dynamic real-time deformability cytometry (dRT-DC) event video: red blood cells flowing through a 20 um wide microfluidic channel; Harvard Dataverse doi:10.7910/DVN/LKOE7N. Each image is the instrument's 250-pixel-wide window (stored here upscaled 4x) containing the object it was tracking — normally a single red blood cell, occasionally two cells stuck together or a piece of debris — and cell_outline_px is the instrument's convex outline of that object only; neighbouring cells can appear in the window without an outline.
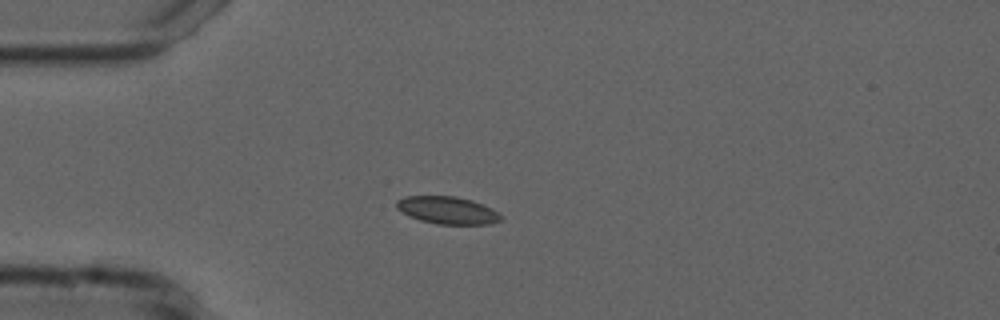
{"species": "common noctule bat (a hibernating species)", "species_latin": "Nyctalus noctula", "temperature_condition": "cold", "stored_images_in_passage": 41, "camera_frame_rate_fps": 3000, "um_per_image_px": 0.085, "animal": {"sex": "male", "forearm_length_mm": 52.5}, "frame": {"image": 1, "passage_image": 1, "time_ms": 0.0, "image_size_px": [1000, 320], "cell_outline_px": [[504, 216], [500, 220], [492, 224], [436, 224], [420, 220], [408, 216], [400, 212], [396, 208], [396, 200], [404, 196], [456, 196], [472, 200], [484, 204], [492, 208]], "centroid_in_image_um": [38.03, 17.87], "position_along_channel_um": 47.0, "area_um2": 16.99}}
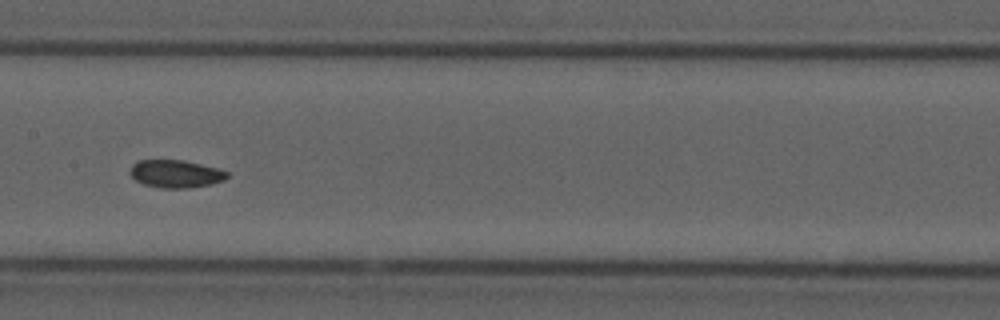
{"frame": {"image": 2, "passage_image": 14, "time_ms": 4.333, "image_size_px": [1000, 320], "cell_outline_px": [[228, 176], [224, 180], [212, 184], [188, 188], [160, 188], [144, 184], [136, 180], [128, 172], [132, 164], [136, 160], [184, 160], [216, 168], [228, 172]], "centroid_in_image_um": [14.9, 14.77], "position_along_channel_um": 192.5, "area_um2": 15.72}}
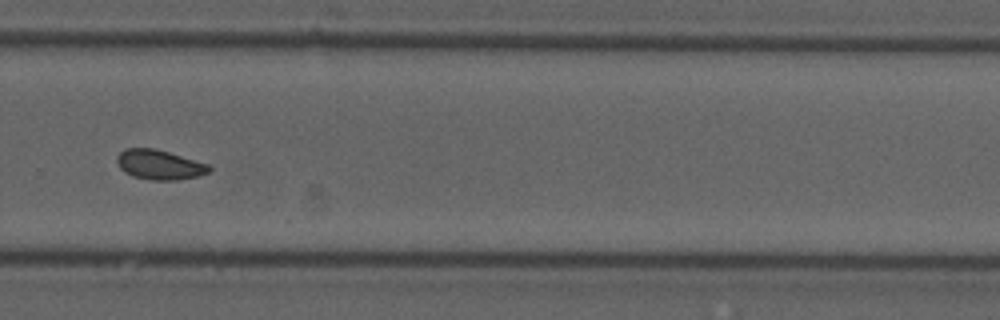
{"frame": {"image": 3, "passage_image": 24, "time_ms": 7.667, "image_size_px": [1000, 320], "cell_outline_px": [[212, 168], [208, 172], [196, 176], [176, 180], [152, 180], [132, 176], [124, 172], [120, 168], [116, 160], [116, 156], [124, 148], [156, 148], [208, 164]], "centroid_in_image_um": [13.51, 13.99], "position_along_channel_um": 316.3, "area_um2": 15.95}, "authors_computed_cell_mechanics": {"area_um2": 16.0106, "velocity_mm_per_s": 3.725, "shape_relaxation_time_tau1_ms": 5.5048, "shape_relaxation_time_tau2_ms": 6.6527, "deformation_change_tau1": 0.0844, "deformation_change_tau2": 0.0784}}